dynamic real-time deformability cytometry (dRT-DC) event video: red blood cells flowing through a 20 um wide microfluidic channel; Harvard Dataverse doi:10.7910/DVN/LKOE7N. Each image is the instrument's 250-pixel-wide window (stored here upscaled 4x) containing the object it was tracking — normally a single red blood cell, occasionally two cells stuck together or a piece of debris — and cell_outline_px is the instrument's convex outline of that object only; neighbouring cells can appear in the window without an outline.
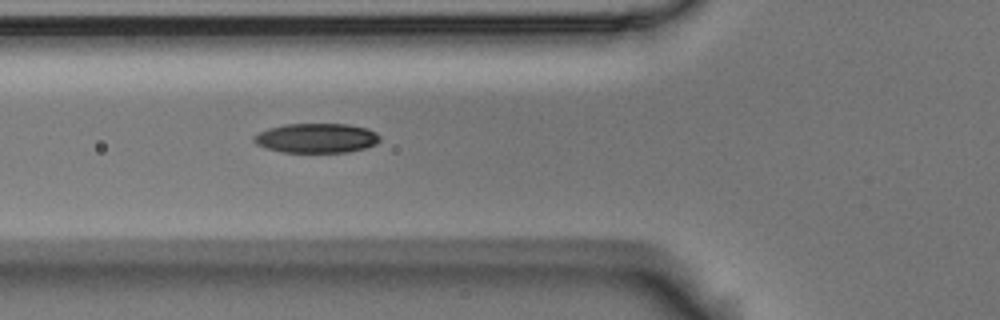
{"species": "Egyptian fruit bat (a non-hibernating species)", "species_latin": "Rousettus aegyptiacus", "temperature_condition": "room temperature", "stored_images_in_passage": 3, "camera_frame_rate_fps": 3000, "um_per_image_px": 0.085, "animal": {"sex": "male"}, "frame": {"image": 1, "passage_image": 3, "time_ms": 0.667, "image_size_px": [1000, 320], "cell_outline_px": [[380, 140], [376, 144], [364, 148], [348, 152], [284, 152], [268, 148], [256, 144], [252, 140], [252, 136], [268, 128], [284, 124], [348, 124], [368, 128], [376, 132], [380, 136]], "centroid_in_image_um": [26.91, 11.73], "position_along_channel_um": 98.9, "area_um2": 21.73}}